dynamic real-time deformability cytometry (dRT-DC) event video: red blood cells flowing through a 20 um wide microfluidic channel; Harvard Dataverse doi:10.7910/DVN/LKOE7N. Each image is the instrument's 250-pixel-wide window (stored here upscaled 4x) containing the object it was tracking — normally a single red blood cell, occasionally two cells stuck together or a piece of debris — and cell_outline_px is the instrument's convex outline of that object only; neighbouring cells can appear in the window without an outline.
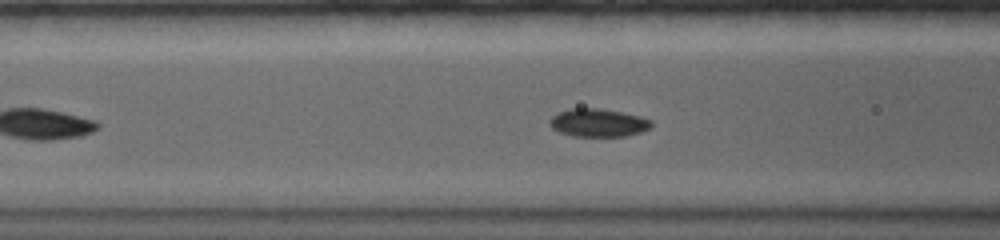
{"species": "common noctule bat (a hibernating species)", "species_latin": "Nyctalus noctula", "temperature_condition": "warm", "stored_images_in_passage": 42, "camera_frame_rate_fps": 5000, "um_per_image_px": 0.085, "animal": {"sex": "female", "body_mass_g": 19.0, "forearm_length_mm": 56.7}, "frame": {"image": 1, "passage_image": 6, "time_ms": 1.0, "image_size_px": [1000, 240], "cell_outline_px": [[652, 128], [640, 132], [624, 136], [572, 136], [560, 132], [552, 128], [552, 116], [560, 112], [572, 108], [600, 108], [640, 116], [652, 120]], "centroid_in_image_um": [50.9, 10.43], "position_along_channel_um": 115.7, "area_um2": 16.42}}
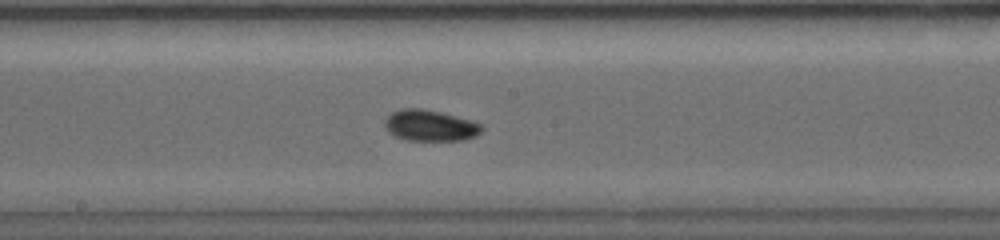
{"frame": {"image": 2, "passage_image": 20, "time_ms": 3.6, "image_size_px": [1000, 240], "cell_outline_px": [[484, 128], [476, 136], [464, 140], [408, 140], [396, 136], [388, 132], [384, 128], [384, 120], [392, 112], [400, 108], [420, 108], [440, 112], [484, 124]], "centroid_in_image_um": [36.55, 10.67], "position_along_channel_um": 211.6, "area_um2": 17.63}}
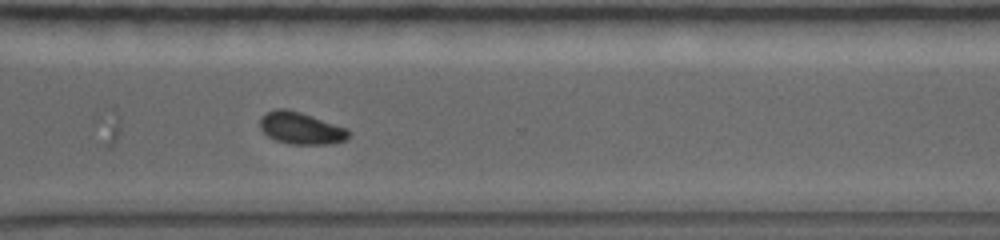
{"frame": {"image": 3, "passage_image": 38, "time_ms": 7.2, "image_size_px": [1000, 240], "cell_outline_px": [[348, 136], [344, 140], [332, 144], [292, 144], [276, 140], [268, 136], [260, 128], [260, 116], [264, 112], [276, 108], [288, 108], [348, 128]], "centroid_in_image_um": [25.54, 10.87], "position_along_channel_um": 345.1, "area_um2": 16.59}}